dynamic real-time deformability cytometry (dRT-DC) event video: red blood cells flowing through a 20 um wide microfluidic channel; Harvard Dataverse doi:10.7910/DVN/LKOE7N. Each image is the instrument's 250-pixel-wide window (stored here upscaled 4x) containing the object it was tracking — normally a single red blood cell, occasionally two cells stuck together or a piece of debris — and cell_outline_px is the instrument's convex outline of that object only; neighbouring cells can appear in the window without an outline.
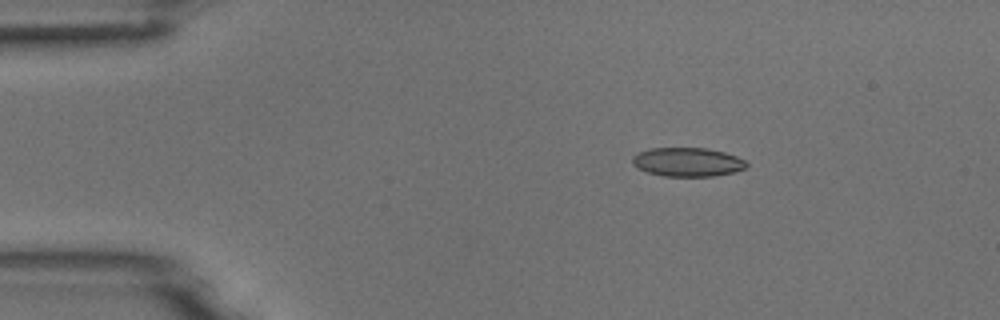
{"species": "common noctule bat (a hibernating species)", "species_latin": "Nyctalus noctula", "temperature_condition": "room temperature", "stored_images_in_passage": 5, "camera_frame_rate_fps": 3000, "um_per_image_px": 0.085, "animal": {"sex": "male", "body_mass_g": 18.8}, "frame": {"image": 1, "passage_image": 3, "time_ms": 0.667, "image_size_px": [1000, 320], "cell_outline_px": [[748, 164], [744, 168], [736, 172], [712, 176], [664, 176], [648, 172], [636, 168], [632, 164], [632, 156], [636, 152], [648, 148], [708, 148], [724, 152], [736, 156], [744, 160]], "centroid_in_image_um": [58.4, 13.76], "position_along_channel_um": 26.6, "area_um2": 19.36}}
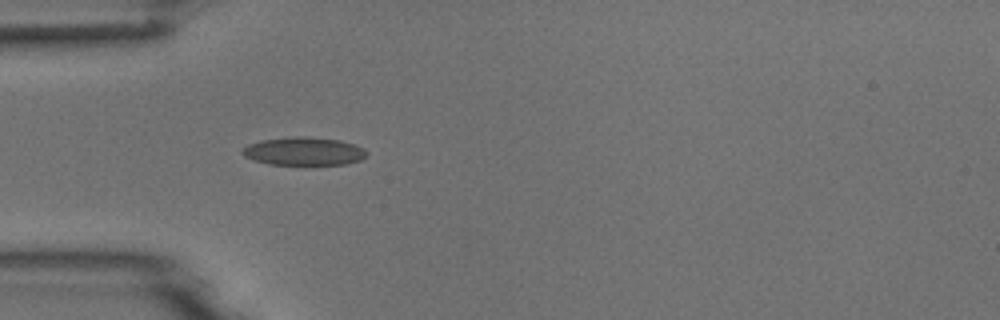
{"frame": {"image": 2, "passage_image": 5, "time_ms": 1.333, "image_size_px": [1000, 320], "cell_outline_px": [[368, 152], [360, 160], [344, 164], [268, 164], [252, 160], [244, 156], [240, 152], [248, 144], [260, 140], [292, 136], [304, 136], [340, 140], [364, 148]], "centroid_in_image_um": [25.78, 12.85], "position_along_channel_um": 59.2, "area_um2": 20.35}}